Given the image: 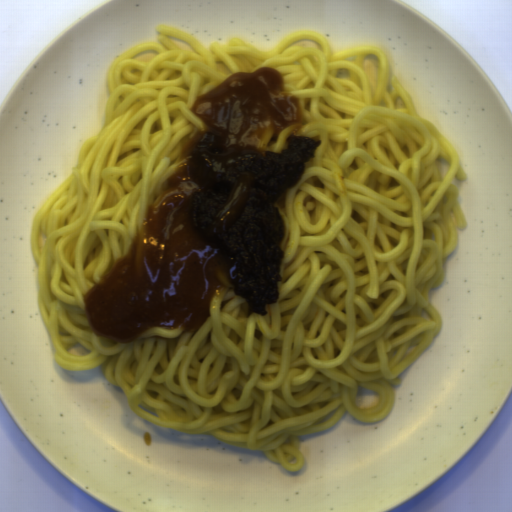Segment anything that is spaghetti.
Here are the masks:
<instances>
[{
    "mask_svg": "<svg viewBox=\"0 0 512 512\" xmlns=\"http://www.w3.org/2000/svg\"><path fill=\"white\" fill-rule=\"evenodd\" d=\"M156 38L108 68L103 126L34 214L37 306L62 370L102 365L130 410L186 434L264 451L288 472L304 464L299 438L347 411L388 418L401 375L434 341L442 315L429 291L467 226L452 182L467 181L441 131L419 115L374 46L332 52L312 30L273 49L231 36L205 47L155 25ZM263 66L297 95V123L270 125L257 148L281 153L293 132L322 143L270 208L284 221L279 298L268 314L247 304L224 272L199 329L148 327L119 341L93 330L81 294L123 256L145 208L184 162L204 124L193 102L235 72Z\"/></svg>",
    "mask_w": 512,
    "mask_h": 512,
    "instance_id": "1",
    "label": "spaghetti"
}]
</instances>
